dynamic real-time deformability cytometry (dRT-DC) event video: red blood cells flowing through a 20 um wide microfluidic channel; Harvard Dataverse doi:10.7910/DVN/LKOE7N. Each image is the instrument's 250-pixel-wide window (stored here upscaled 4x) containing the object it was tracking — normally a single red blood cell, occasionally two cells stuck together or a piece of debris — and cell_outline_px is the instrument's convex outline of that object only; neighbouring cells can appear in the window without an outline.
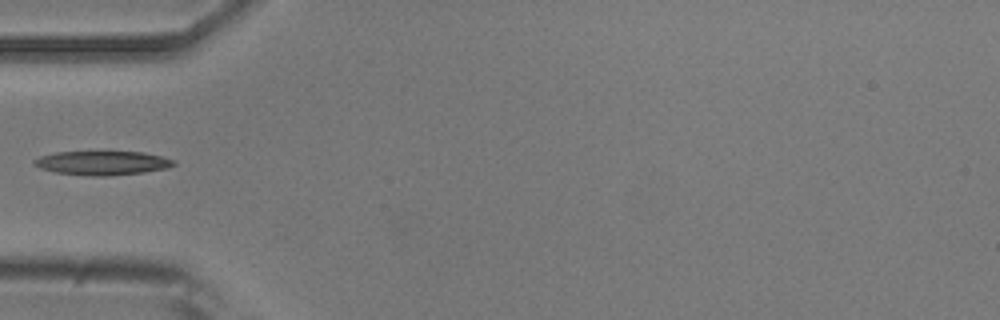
{"species": "common noctule bat (a hibernating species)", "species_latin": "Nyctalus noctula", "temperature_condition": "room temperature", "stored_images_in_passage": 3, "camera_frame_rate_fps": 3000, "um_per_image_px": 0.085, "animal": {"sex": "male", "body_mass_g": 20.5, "forearm_length_mm": 52.5}, "frame": {"image": 1, "passage_image": 2, "time_ms": 1.333, "image_size_px": [1000, 320], "cell_outline_px": [[176, 164], [168, 168], [144, 172], [108, 176], [92, 176], [56, 172], [40, 168], [32, 164], [32, 160], [40, 156], [56, 152], [144, 152], [176, 160]], "centroid_in_image_um": [8.7, 13.85], "position_along_channel_um": 76.3, "area_um2": 19.54}}
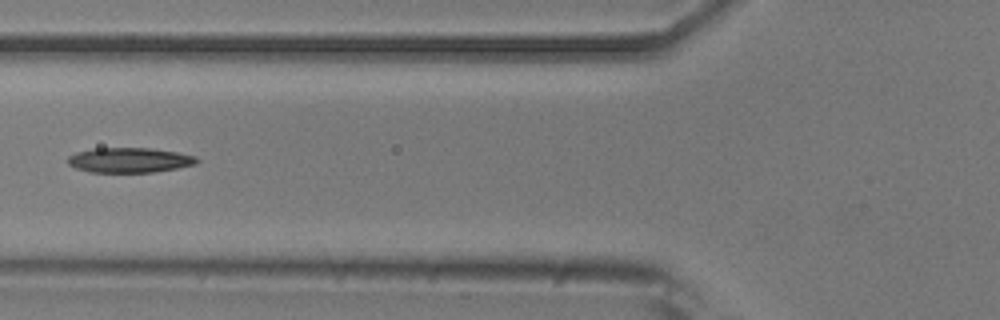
{"frame": {"image": 2, "passage_image": 3, "time_ms": 2.333, "image_size_px": [1000, 320], "cell_outline_px": [[200, 160], [196, 164], [176, 168], [152, 172], [88, 172], [76, 168], [68, 164], [68, 156], [76, 152], [96, 148], [152, 148], [176, 152], [196, 156]], "centroid_in_image_um": [11.0, 13.61], "position_along_channel_um": 114.8, "area_um2": 18.73}}